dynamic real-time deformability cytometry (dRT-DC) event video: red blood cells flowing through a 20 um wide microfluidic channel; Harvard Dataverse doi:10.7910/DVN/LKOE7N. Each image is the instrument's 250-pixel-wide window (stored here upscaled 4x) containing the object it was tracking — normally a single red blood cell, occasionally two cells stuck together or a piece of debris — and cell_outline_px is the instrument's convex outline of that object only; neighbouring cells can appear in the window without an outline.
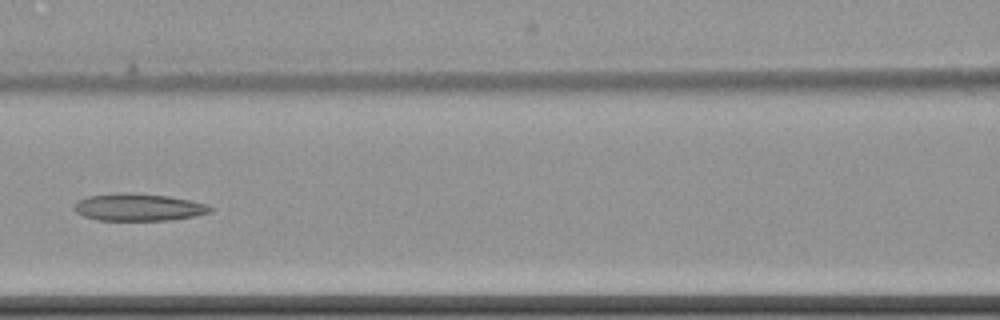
{"species": "common noctule bat (a hibernating species)", "species_latin": "Nyctalus noctula", "temperature_condition": "cold", "stored_images_in_passage": 9, "camera_frame_rate_fps": 3000, "um_per_image_px": 0.085, "animal": {"sex": "female", "body_mass_g": 22.7, "forearm_length_mm": 54.2}, "frame": {"image": 1, "passage_image": 9, "time_ms": 10.0, "image_size_px": [1000, 320], "cell_outline_px": [[212, 212], [196, 216], [172, 220], [96, 220], [84, 216], [76, 212], [72, 208], [72, 204], [76, 200], [88, 196], [168, 196], [208, 204], [212, 208]], "centroid_in_image_um": [11.79, 17.68], "position_along_channel_um": 154.8, "area_um2": 20.63}}